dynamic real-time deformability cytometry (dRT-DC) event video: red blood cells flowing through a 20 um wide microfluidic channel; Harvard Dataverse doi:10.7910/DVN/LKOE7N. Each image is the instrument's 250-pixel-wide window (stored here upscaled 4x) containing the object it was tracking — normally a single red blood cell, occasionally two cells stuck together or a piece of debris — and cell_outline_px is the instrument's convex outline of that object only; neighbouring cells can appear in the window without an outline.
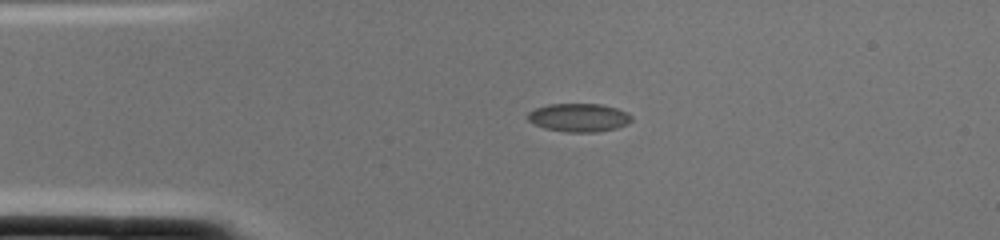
{"species": "common noctule bat (a hibernating species)", "species_latin": "Nyctalus noctula", "temperature_condition": "cold", "stored_images_in_passage": 1, "camera_frame_rate_fps": 3000, "um_per_image_px": 0.085, "animal": {"sex": "female", "body_mass_g": 22.0, "forearm_length_mm": 56.7}, "frame": {"image": 1, "passage_image": 1, "time_ms": 0.0, "image_size_px": [1000, 240], "cell_outline_px": [[632, 120], [628, 124], [616, 128], [596, 132], [564, 132], [544, 128], [528, 120], [528, 112], [536, 108], [548, 104], [600, 104], [616, 108], [628, 112], [632, 116]], "centroid_in_image_um": [49.23, 9.99], "position_along_channel_um": 35.8, "area_um2": 17.17}}